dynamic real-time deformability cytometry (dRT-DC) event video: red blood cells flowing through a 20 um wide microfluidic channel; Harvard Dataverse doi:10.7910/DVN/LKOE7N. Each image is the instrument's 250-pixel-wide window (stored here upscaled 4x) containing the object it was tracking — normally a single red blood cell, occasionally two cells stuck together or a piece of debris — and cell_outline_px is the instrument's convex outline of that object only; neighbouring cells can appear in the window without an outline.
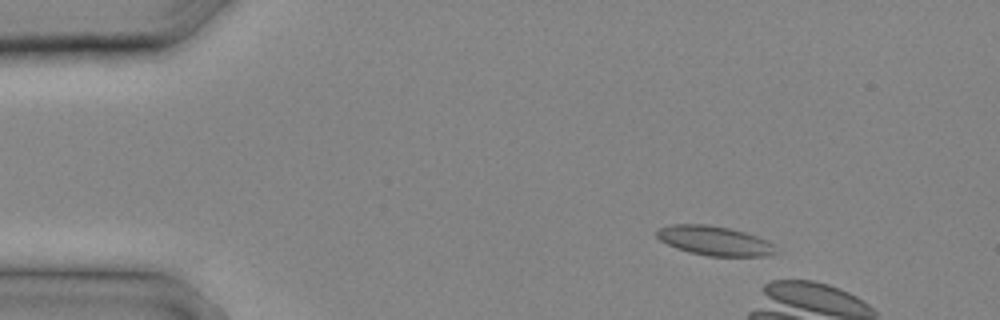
{"species": "common noctule bat (a hibernating species)", "species_latin": "Nyctalus noctula", "temperature_condition": "cold", "stored_images_in_passage": 4, "camera_frame_rate_fps": 3000, "um_per_image_px": 0.085, "animal": {"sex": "male", "body_mass_g": 20.4}, "frame": {"image": 1, "passage_image": 1, "time_ms": 0.0, "image_size_px": [1000, 320], "cell_outline_px": [[776, 252], [764, 256], [708, 256], [688, 252], [676, 248], [660, 240], [656, 236], [656, 228], [672, 224], [708, 224], [728, 228], [744, 232], [756, 236], [772, 244]], "centroid_in_image_um": [60.65, 20.45], "position_along_channel_um": 24.4, "area_um2": 20.23}}